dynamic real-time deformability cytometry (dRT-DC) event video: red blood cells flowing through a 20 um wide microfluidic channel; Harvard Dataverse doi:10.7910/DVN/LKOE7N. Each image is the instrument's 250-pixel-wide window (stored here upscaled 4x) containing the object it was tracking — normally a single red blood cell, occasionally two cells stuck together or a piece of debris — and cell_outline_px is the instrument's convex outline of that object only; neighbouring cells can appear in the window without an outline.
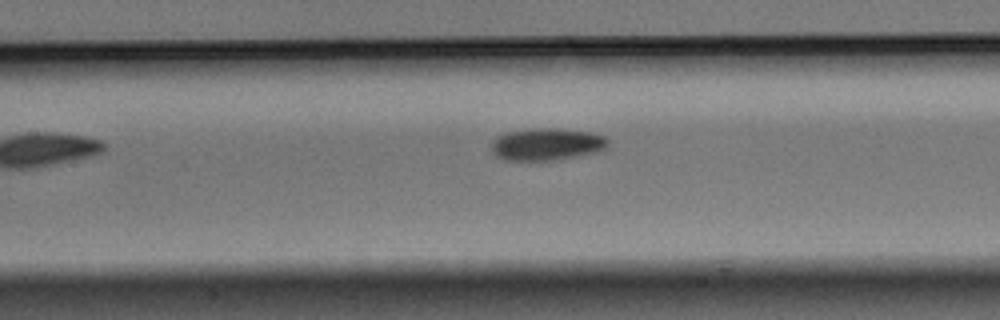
{"species": "Egyptian fruit bat (a non-hibernating species)", "species_latin": "Rousettus aegyptiacus", "temperature_condition": "warm", "stored_images_in_passage": 8, "camera_frame_rate_fps": 3000, "um_per_image_px": 0.085, "animal": {"sex": "male"}, "frame": {"image": 1, "passage_image": 7, "time_ms": 2.0, "image_size_px": [1000, 320], "cell_outline_px": [[608, 148], [604, 152], [560, 160], [504, 160], [496, 156], [492, 152], [492, 140], [496, 136], [508, 132], [536, 128], [556, 128], [588, 132], [604, 136], [608, 140]], "centroid_in_image_um": [46.53, 12.28], "position_along_channel_um": 160.9, "area_um2": 22.31}}
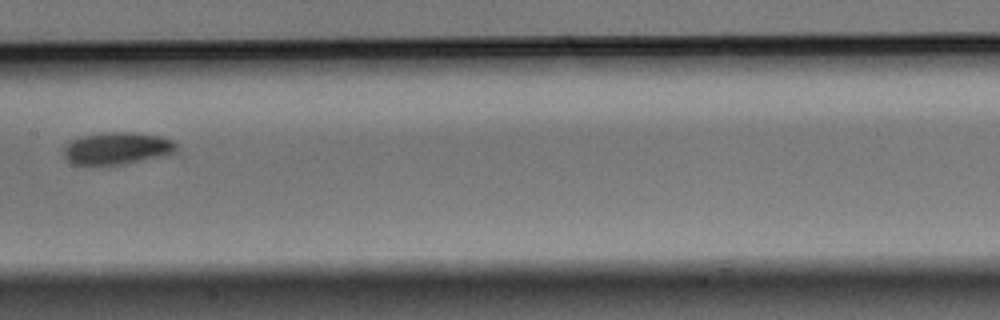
{"frame": {"image": 2, "passage_image": 8, "time_ms": 2.333, "image_size_px": [1000, 320], "cell_outline_px": [[176, 148], [172, 152], [160, 156], [124, 164], [88, 168], [72, 164], [64, 156], [64, 148], [68, 140], [80, 136], [100, 132], [136, 132], [160, 136], [176, 140]], "centroid_in_image_um": [9.85, 12.62], "position_along_channel_um": 197.6, "area_um2": 21.91}}